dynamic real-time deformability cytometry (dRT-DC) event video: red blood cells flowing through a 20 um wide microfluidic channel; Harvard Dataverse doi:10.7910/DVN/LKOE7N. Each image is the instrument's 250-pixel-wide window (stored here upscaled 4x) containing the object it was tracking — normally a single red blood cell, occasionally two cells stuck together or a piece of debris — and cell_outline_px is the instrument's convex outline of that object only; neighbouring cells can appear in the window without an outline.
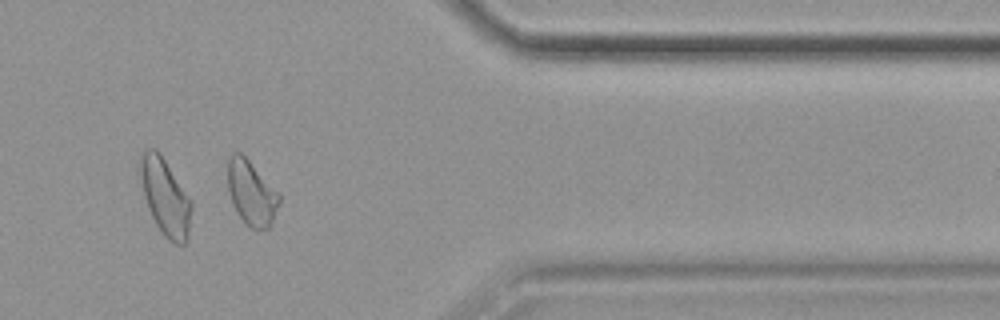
{"species": "common noctule bat (a hibernating species)", "species_latin": "Nyctalus noctula", "temperature_condition": "cold", "stored_images_in_passage": 52, "segment_of_instrument_passage": [2, 2], "camera_frame_rate_fps": 3000, "um_per_image_px": 0.085, "animal": {"sex": "female", "body_mass_g": 19.9}, "frame": {"image": 1, "passage_image": 45, "time_ms": 14.667, "image_size_px": [1000, 320], "cell_outline_px": [[280, 200], [272, 220], [268, 228], [252, 228], [236, 212], [232, 204], [228, 192], [228, 156], [232, 152], [240, 152], [280, 192]], "centroid_in_image_um": [21.35, 16.35], "position_along_channel_um": 390.0, "area_um2": 19.19}}